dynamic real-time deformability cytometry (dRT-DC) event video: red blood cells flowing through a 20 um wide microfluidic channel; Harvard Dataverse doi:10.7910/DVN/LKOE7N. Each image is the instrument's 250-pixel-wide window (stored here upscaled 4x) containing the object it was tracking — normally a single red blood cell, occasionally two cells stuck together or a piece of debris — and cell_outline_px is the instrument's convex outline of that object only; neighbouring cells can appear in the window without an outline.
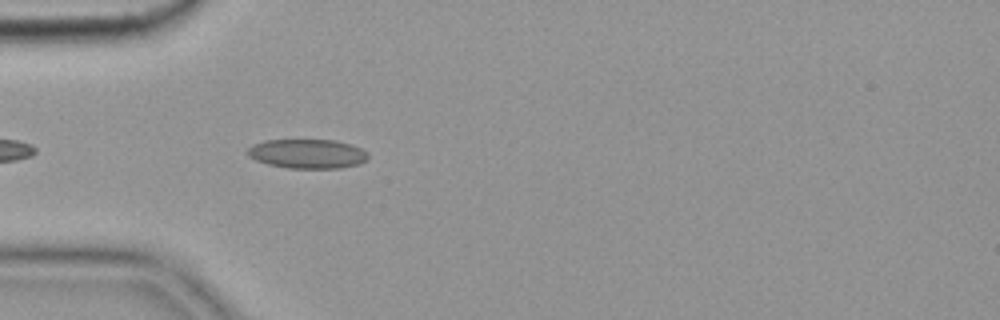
{"species": "common noctule bat (a hibernating species)", "species_latin": "Nyctalus noctula", "temperature_condition": "cold", "stored_images_in_passage": 28, "camera_frame_rate_fps": 3000, "um_per_image_px": 0.085, "animal": {"sex": "female", "body_mass_g": 19.9}, "frame": {"image": 1, "passage_image": 5, "time_ms": 1.333, "image_size_px": [1000, 320], "cell_outline_px": [[368, 156], [360, 164], [340, 168], [288, 168], [268, 164], [256, 160], [248, 156], [248, 148], [252, 144], [264, 140], [336, 140], [352, 144], [368, 152]], "centroid_in_image_um": [26.13, 13.06], "position_along_channel_um": 58.9, "area_um2": 20.63}}